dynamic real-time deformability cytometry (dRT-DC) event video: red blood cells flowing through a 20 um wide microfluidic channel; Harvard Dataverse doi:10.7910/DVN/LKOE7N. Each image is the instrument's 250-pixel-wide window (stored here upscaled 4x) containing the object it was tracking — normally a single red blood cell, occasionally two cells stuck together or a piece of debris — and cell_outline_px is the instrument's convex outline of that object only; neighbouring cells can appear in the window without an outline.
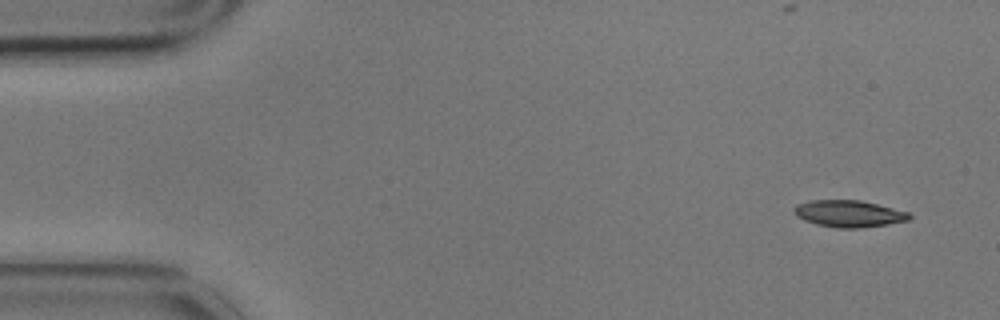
{"species": "common noctule bat (a hibernating species)", "species_latin": "Nyctalus noctula", "temperature_condition": "cold", "stored_images_in_passage": 5, "camera_frame_rate_fps": 3000, "um_per_image_px": 0.085, "animal": {"sex": "male", "body_mass_g": 17.9}, "frame": {"image": 1, "passage_image": 1, "time_ms": 0.0, "image_size_px": [1000, 320], "cell_outline_px": [[912, 216], [908, 220], [888, 224], [864, 228], [836, 228], [816, 224], [804, 220], [796, 216], [792, 212], [792, 208], [796, 204], [808, 200], [860, 200], [908, 212]], "centroid_in_image_um": [72.09, 18.16], "position_along_channel_um": 12.9, "area_um2": 18.15}}